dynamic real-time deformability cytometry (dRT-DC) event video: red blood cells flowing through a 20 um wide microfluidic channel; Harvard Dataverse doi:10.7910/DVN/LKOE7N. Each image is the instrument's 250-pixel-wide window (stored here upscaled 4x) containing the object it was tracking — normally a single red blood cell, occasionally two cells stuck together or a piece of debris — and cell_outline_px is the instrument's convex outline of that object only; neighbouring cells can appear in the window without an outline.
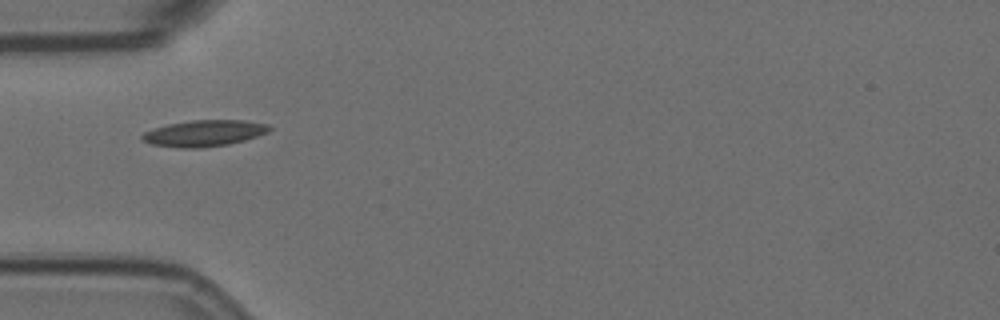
{"species": "Egyptian fruit bat (a non-hibernating species)", "species_latin": "Rousettus aegyptiacus", "temperature_condition": "room temperature", "stored_images_in_passage": 35, "camera_frame_rate_fps": 3000, "um_per_image_px": 0.085, "animal": {"sex": "female"}, "frame": {"image": 1, "passage_image": 1, "time_ms": 0.0, "image_size_px": [1000, 320], "cell_outline_px": [[272, 128], [268, 132], [244, 140], [228, 144], [200, 148], [180, 148], [152, 144], [140, 140], [140, 136], [144, 132], [168, 124], [192, 120], [244, 120], [268, 124]], "centroid_in_image_um": [17.34, 11.32], "position_along_channel_um": 67.7, "area_um2": 19.42}}
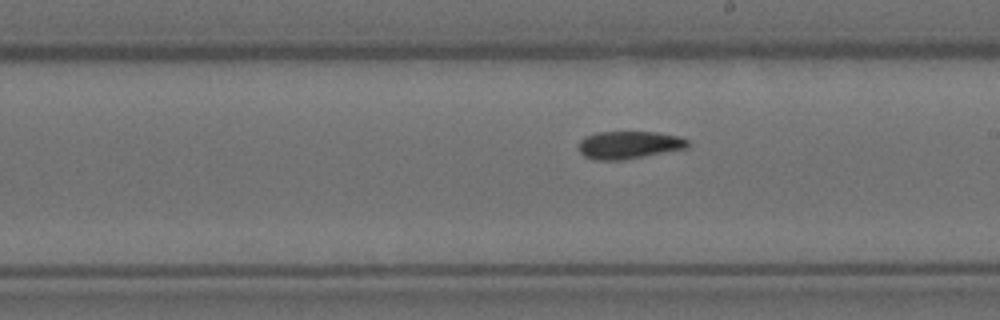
{"frame": {"image": 2, "passage_image": 15, "time_ms": 4.667, "image_size_px": [1000, 320], "cell_outline_px": [[688, 148], [624, 160], [596, 160], [584, 156], [580, 152], [580, 140], [584, 136], [596, 132], [656, 132], [676, 136], [688, 140]], "centroid_in_image_um": [53.44, 12.32], "position_along_channel_um": 235.6, "area_um2": 17.57}}
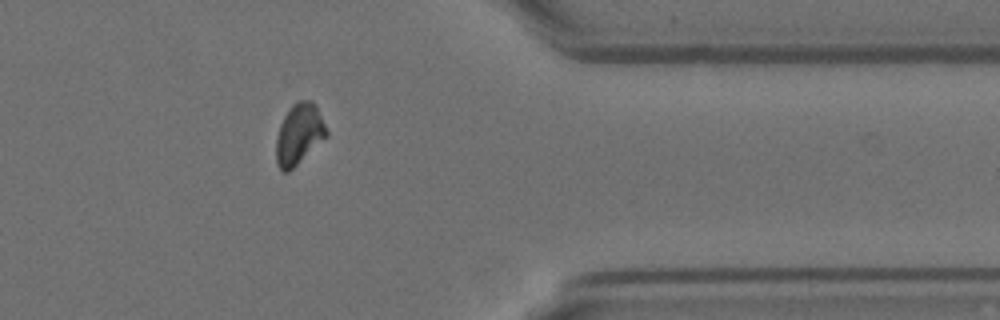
{"frame": {"image": 3, "passage_image": 29, "time_ms": 9.333, "image_size_px": [1000, 320], "cell_outline_px": [[328, 136], [288, 172], [284, 172], [276, 164], [276, 136], [280, 124], [284, 116], [292, 104], [296, 100], [312, 100], [316, 104], [328, 132]], "centroid_in_image_um": [25.42, 11.38], "position_along_channel_um": 386.0, "area_um2": 17.92}}